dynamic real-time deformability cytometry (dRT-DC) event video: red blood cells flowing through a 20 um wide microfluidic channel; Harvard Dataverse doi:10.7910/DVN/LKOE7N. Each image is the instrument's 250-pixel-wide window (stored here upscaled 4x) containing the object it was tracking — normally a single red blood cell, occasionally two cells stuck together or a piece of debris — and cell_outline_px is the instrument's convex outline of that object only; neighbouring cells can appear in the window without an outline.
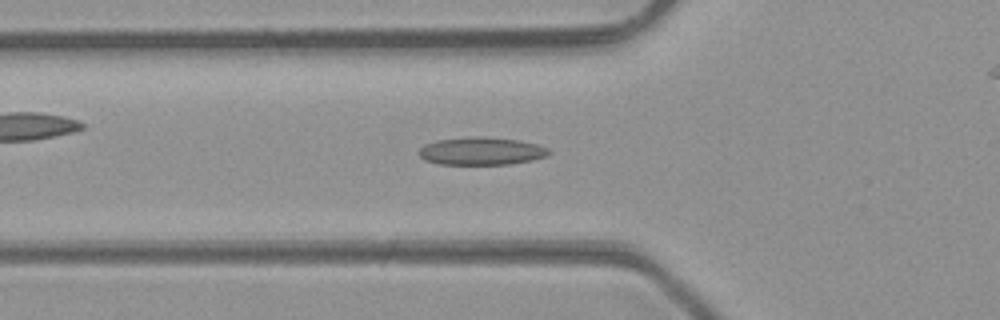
{"species": "common noctule bat (a hibernating species)", "species_latin": "Nyctalus noctula", "temperature_condition": "room temperature", "stored_images_in_passage": 48, "camera_frame_rate_fps": 3000, "um_per_image_px": 0.085, "animal": {"sex": "male", "body_mass_g": 23.1, "forearm_length_mm": 52.7}, "frame": {"image": 1, "passage_image": 16, "time_ms": 5.0, "image_size_px": [1000, 320], "cell_outline_px": [[552, 152], [548, 156], [532, 160], [512, 164], [440, 164], [424, 160], [416, 152], [424, 144], [436, 140], [472, 136], [484, 136], [520, 140], [536, 144], [548, 148]], "centroid_in_image_um": [40.91, 12.83], "position_along_channel_um": 84.9, "area_um2": 21.33}}
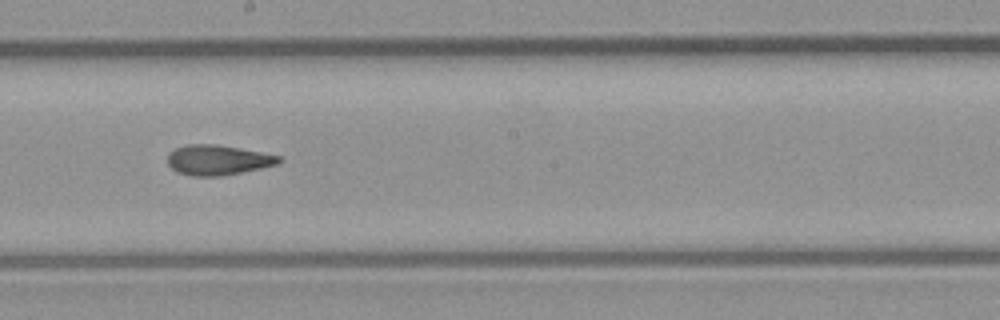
{"frame": {"image": 2, "passage_image": 26, "time_ms": 8.333, "image_size_px": [1000, 320], "cell_outline_px": [[284, 160], [276, 164], [260, 168], [220, 176], [192, 176], [176, 172], [168, 164], [168, 152], [176, 148], [188, 144], [216, 144], [240, 148], [280, 156]], "centroid_in_image_um": [18.49, 13.59], "position_along_channel_um": 229.7, "area_um2": 19.42}}
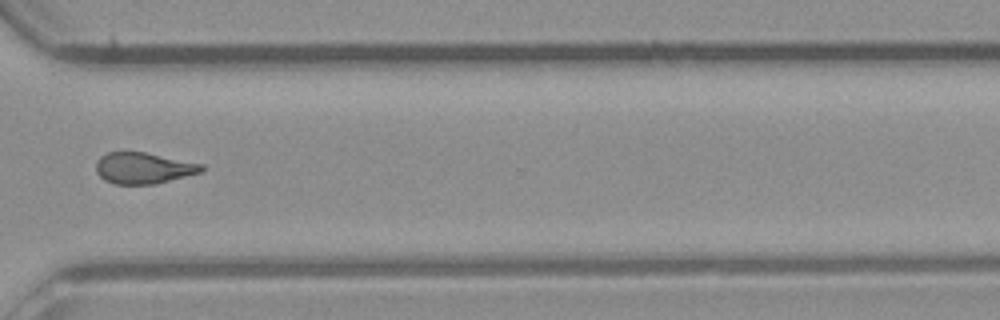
{"frame": {"image": 3, "passage_image": 35, "time_ms": 11.333, "image_size_px": [1000, 320], "cell_outline_px": [[204, 172], [156, 184], [116, 184], [104, 180], [96, 172], [96, 160], [100, 156], [108, 152], [144, 152], [204, 164]], "centroid_in_image_um": [12.21, 14.29], "position_along_channel_um": 358.4, "area_um2": 19.36}, "authors_computed_cell_mechanics": {"area_um2": 19.5364, "velocity_mm_per_s": 4.302, "shape_relaxation_time_tau1_ms": 9.3367, "shape_relaxation_time_tau2_ms": 2.3679, "deformation_change_tau1": 0.224, "deformation_change_tau2": 0.1036}}